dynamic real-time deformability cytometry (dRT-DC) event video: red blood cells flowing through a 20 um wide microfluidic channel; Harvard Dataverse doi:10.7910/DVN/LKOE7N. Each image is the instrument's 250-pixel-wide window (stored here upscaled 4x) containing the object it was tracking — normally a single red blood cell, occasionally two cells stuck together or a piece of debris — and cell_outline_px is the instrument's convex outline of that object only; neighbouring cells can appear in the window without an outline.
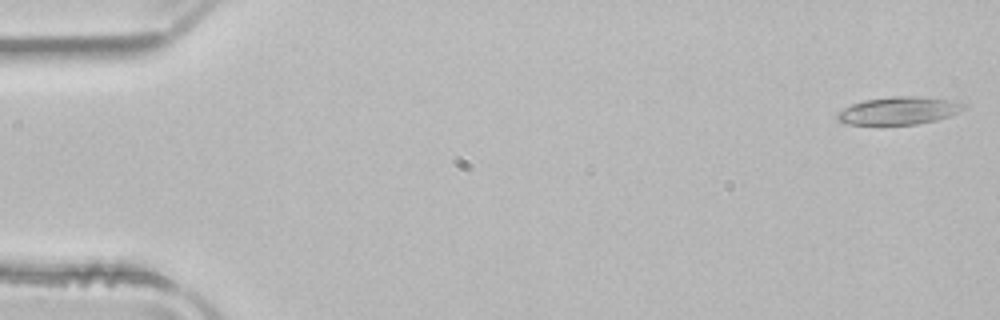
{"species": "common noctule bat (a hibernating species)", "species_latin": "Nyctalus noctula", "temperature_condition": "room temperature", "stored_images_in_passage": 51, "camera_frame_rate_fps": 3000, "um_per_image_px": 0.085, "animal": {"sex": "male", "body_mass_g": 21.5, "forearm_length_mm": 52.0}, "frame": {"image": 1, "passage_image": 1, "time_ms": 0.0, "image_size_px": [1000, 320], "cell_outline_px": [[968, 104], [960, 112], [936, 120], [916, 124], [848, 124], [836, 120], [836, 112], [852, 104], [864, 100], [892, 96], [912, 96], [948, 100]], "centroid_in_image_um": [76.37, 9.4], "position_along_channel_um": 8.6, "area_um2": 20.23}}
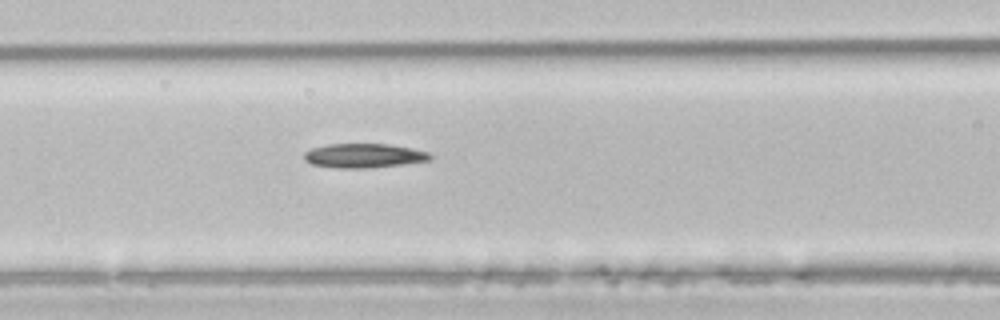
{"frame": {"image": 2, "passage_image": 21, "time_ms": 6.667, "image_size_px": [1000, 320], "cell_outline_px": [[432, 156], [428, 160], [400, 164], [364, 168], [336, 168], [312, 164], [304, 160], [304, 152], [312, 148], [328, 144], [388, 144], [428, 152]], "centroid_in_image_um": [30.85, 13.23], "position_along_channel_um": 135.7, "area_um2": 17.46}}
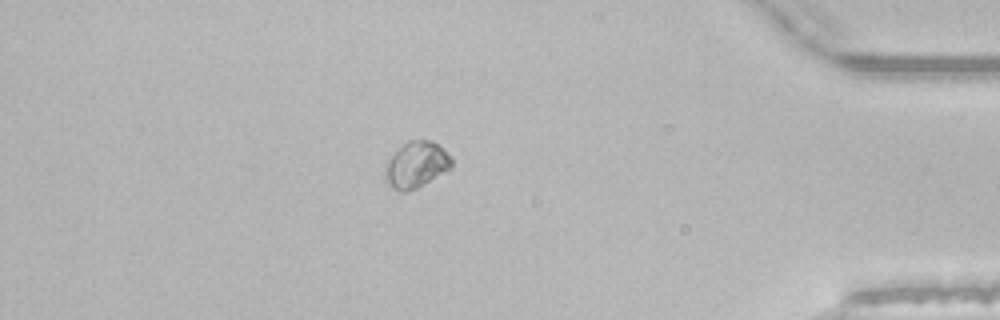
{"frame": {"image": 3, "passage_image": 44, "time_ms": 14.333, "image_size_px": [1000, 320], "cell_outline_px": [[452, 168], [416, 188], [408, 192], [400, 192], [392, 188], [388, 184], [384, 172], [388, 160], [408, 140], [432, 140], [452, 160]], "centroid_in_image_um": [35.36, 14.03], "position_along_channel_um": 399.8, "area_um2": 17.46}}